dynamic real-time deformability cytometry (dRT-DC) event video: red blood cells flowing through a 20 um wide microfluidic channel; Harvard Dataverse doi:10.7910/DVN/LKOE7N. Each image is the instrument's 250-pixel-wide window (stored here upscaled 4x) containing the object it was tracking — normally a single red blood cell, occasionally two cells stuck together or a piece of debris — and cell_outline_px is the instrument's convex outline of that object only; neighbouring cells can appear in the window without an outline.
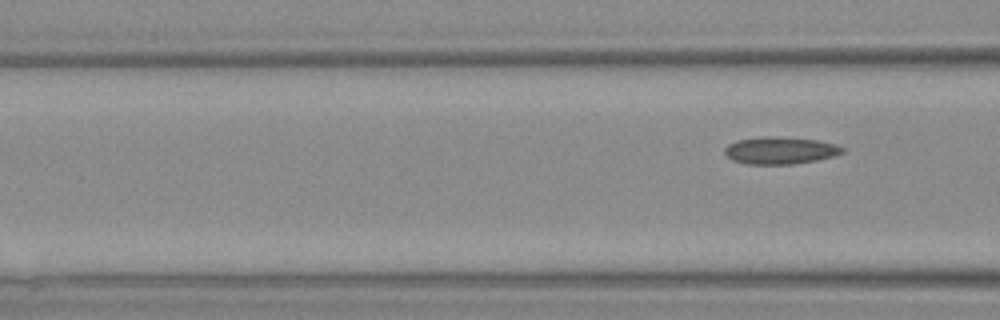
{"species": "Egyptian fruit bat (a non-hibernating species)", "species_latin": "Rousettus aegyptiacus", "temperature_condition": "warm", "stored_images_in_passage": 3, "camera_frame_rate_fps": 3000, "um_per_image_px": 0.085, "animal": {"sex": "female"}, "frame": {"image": 1, "passage_image": 3, "time_ms": 2.333, "image_size_px": [1000, 320], "cell_outline_px": [[844, 152], [832, 156], [816, 160], [792, 164], [748, 164], [732, 160], [724, 152], [724, 148], [728, 144], [736, 140], [816, 140], [836, 144], [844, 148]], "centroid_in_image_um": [66.33, 12.86], "position_along_channel_um": 100.3, "area_um2": 17.28}}